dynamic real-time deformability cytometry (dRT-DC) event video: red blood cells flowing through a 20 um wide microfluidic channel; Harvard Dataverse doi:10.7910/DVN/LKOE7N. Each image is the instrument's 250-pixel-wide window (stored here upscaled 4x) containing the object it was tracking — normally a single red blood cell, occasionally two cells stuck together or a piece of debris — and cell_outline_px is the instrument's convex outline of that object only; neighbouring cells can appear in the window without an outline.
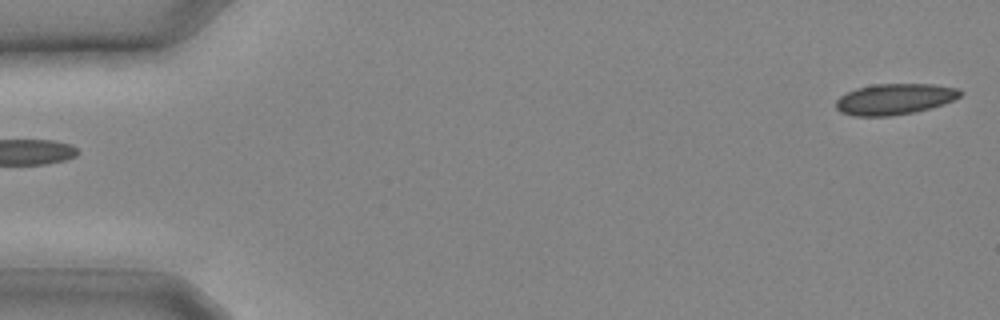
{"species": "common noctule bat (a hibernating species)", "species_latin": "Nyctalus noctula", "temperature_condition": "cold", "stored_images_in_passage": 15, "camera_frame_rate_fps": 3000, "um_per_image_px": 0.085, "animal": {"sex": "male", "body_mass_g": 20.4}, "frame": {"image": 1, "passage_image": 1, "time_ms": 0.0, "image_size_px": [1000, 320], "cell_outline_px": [[964, 92], [960, 96], [944, 104], [916, 112], [892, 116], [852, 116], [840, 112], [836, 108], [836, 100], [840, 96], [856, 88], [872, 84], [932, 84], [956, 88]], "centroid_in_image_um": [76.03, 8.43], "position_along_channel_um": 9.0, "area_um2": 22.54}}
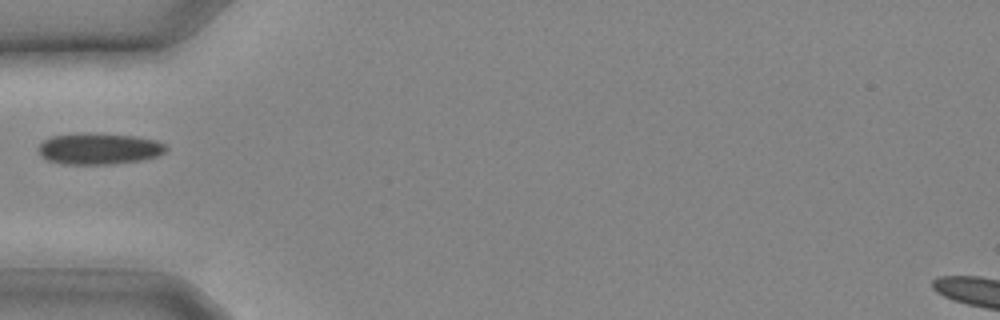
{"frame": {"image": 2, "passage_image": 9, "time_ms": 2.667, "image_size_px": [1000, 320], "cell_outline_px": [[168, 148], [164, 152], [156, 156], [144, 160], [112, 164], [60, 164], [48, 160], [40, 156], [40, 144], [44, 140], [52, 136], [84, 132], [88, 132], [132, 136], [156, 140], [164, 144]], "centroid_in_image_um": [8.41, 12.64], "position_along_channel_um": 76.6, "area_um2": 23.35}}
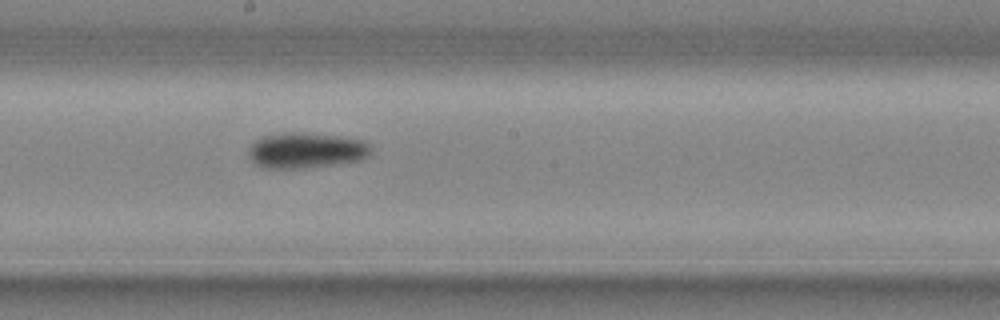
{"frame": {"image": 3, "passage_image": 15, "time_ms": 4.667, "image_size_px": [1000, 320], "cell_outline_px": [[372, 156], [360, 160], [304, 168], [268, 168], [256, 164], [252, 160], [248, 152], [248, 148], [256, 140], [264, 136], [280, 132], [300, 132], [340, 136], [364, 140], [372, 148]], "centroid_in_image_um": [26.06, 12.77], "position_along_channel_um": 222.1, "area_um2": 25.49}}